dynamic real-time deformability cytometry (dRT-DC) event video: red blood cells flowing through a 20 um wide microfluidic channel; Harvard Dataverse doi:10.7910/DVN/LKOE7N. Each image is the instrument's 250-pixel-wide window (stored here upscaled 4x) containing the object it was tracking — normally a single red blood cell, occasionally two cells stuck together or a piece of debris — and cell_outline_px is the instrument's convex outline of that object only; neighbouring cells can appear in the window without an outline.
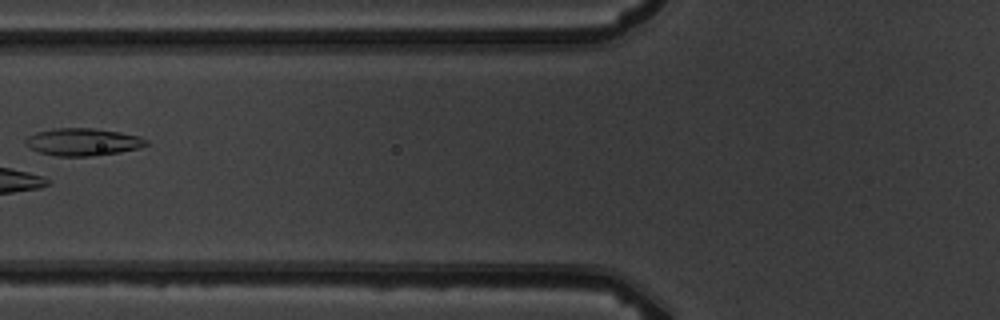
{"species": "common noctule bat (a hibernating species)", "species_latin": "Nyctalus noctula", "temperature_condition": "warm", "stored_images_in_passage": 5, "camera_frame_rate_fps": 3000, "um_per_image_px": 0.085, "animal": {"sex": "male", "body_mass_g": 19.5, "forearm_length_mm": 54.6}, "frame": {"image": 1, "passage_image": 4, "time_ms": 4.333, "image_size_px": [1000, 320], "cell_outline_px": [[148, 144], [136, 148], [120, 152], [88, 156], [56, 156], [40, 152], [28, 148], [24, 144], [24, 140], [28, 136], [36, 132], [56, 128], [92, 128], [120, 132], [140, 136], [148, 140]], "centroid_in_image_um": [7.0, 12.06], "position_along_channel_um": 118.8, "area_um2": 19.25}}